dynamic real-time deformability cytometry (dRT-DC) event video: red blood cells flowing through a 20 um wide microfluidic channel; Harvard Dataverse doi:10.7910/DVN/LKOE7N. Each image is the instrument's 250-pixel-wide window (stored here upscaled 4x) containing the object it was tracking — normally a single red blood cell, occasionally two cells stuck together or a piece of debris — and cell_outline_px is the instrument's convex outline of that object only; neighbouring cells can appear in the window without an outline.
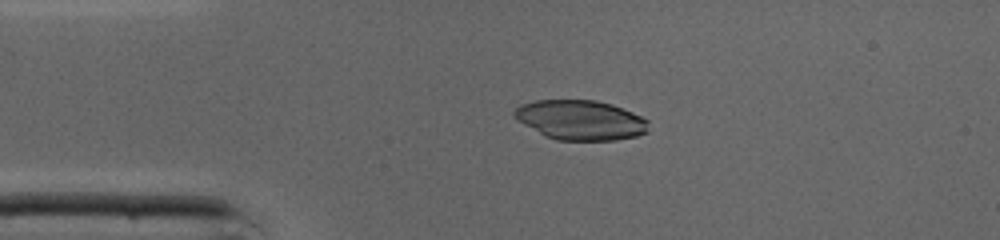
{"species": "common noctule bat (a hibernating species)", "species_latin": "Nyctalus noctula", "temperature_condition": "cold", "stored_images_in_passage": 46, "camera_frame_rate_fps": 3000, "um_per_image_px": 0.085, "animal": {"sex": "male", "body_mass_g": 19.0, "forearm_length_mm": 50.8}, "frame": {"image": 1, "passage_image": 10, "time_ms": 3.0, "image_size_px": [1000, 240], "cell_outline_px": [[648, 132], [636, 136], [616, 140], [556, 140], [544, 136], [524, 124], [512, 116], [512, 112], [520, 104], [536, 100], [596, 100], [612, 104], [632, 112], [648, 120]], "centroid_in_image_um": [49.33, 10.2], "position_along_channel_um": 35.7, "area_um2": 31.21}}